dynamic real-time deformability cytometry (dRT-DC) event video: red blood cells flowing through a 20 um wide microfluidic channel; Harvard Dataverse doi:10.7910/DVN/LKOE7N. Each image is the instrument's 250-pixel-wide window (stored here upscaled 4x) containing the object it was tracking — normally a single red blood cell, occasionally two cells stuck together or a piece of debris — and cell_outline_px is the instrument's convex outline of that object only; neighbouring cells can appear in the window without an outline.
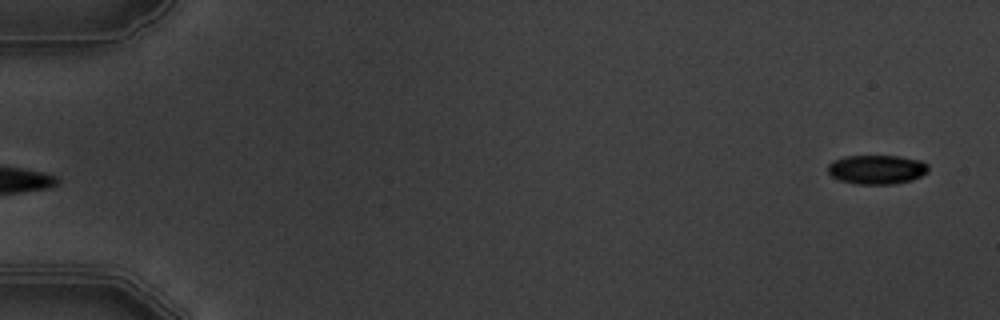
{"species": "common noctule bat (a hibernating species)", "species_latin": "Nyctalus noctula", "temperature_condition": "warm", "stored_images_in_passage": 7, "segment_of_instrument_passage": [2, 2], "camera_frame_rate_fps": 3000, "um_per_image_px": 0.085, "animal": {"sex": "male", "body_mass_g": 19.5, "forearm_length_mm": 54.6}, "frame": {"image": 1, "passage_image": 7, "time_ms": 6.667, "image_size_px": [1000, 320], "cell_outline_px": [[928, 172], [912, 180], [892, 184], [856, 184], [840, 180], [832, 176], [828, 172], [828, 164], [832, 160], [844, 156], [900, 156], [920, 160], [928, 164]], "centroid_in_image_um": [74.52, 14.4], "position_along_channel_um": 10.5, "area_um2": 17.17}}